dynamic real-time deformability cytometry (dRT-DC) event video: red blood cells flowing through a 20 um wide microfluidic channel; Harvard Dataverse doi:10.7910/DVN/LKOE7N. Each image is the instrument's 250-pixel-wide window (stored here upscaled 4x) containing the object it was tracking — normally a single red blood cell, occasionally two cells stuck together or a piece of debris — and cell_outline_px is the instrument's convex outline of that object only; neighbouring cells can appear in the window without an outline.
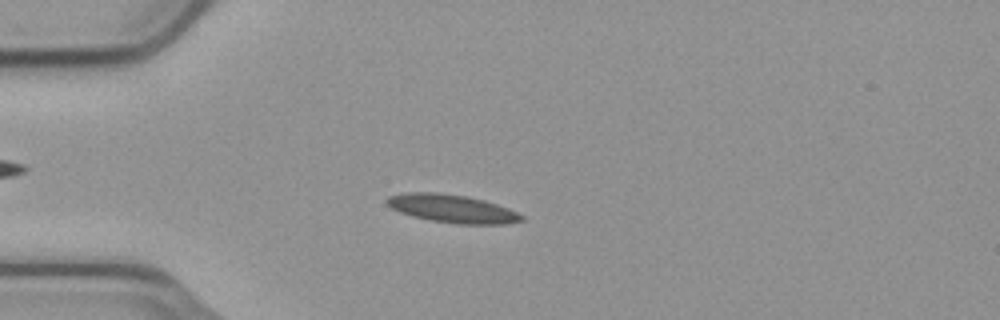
{"species": "common noctule bat (a hibernating species)", "species_latin": "Nyctalus noctula", "temperature_condition": "cold", "stored_images_in_passage": 54, "camera_frame_rate_fps": 3000, "um_per_image_px": 0.085, "animal": {"sex": "male", "body_mass_g": 23.1, "forearm_length_mm": 52.7}, "frame": {"image": 1, "passage_image": 14, "time_ms": 4.333, "image_size_px": [1000, 320], "cell_outline_px": [[524, 220], [508, 224], [456, 224], [432, 220], [412, 216], [400, 212], [384, 204], [384, 200], [388, 196], [404, 192], [440, 192], [464, 196], [484, 200], [508, 208], [524, 216]], "centroid_in_image_um": [38.39, 17.73], "position_along_channel_um": 46.6, "area_um2": 22.2}}
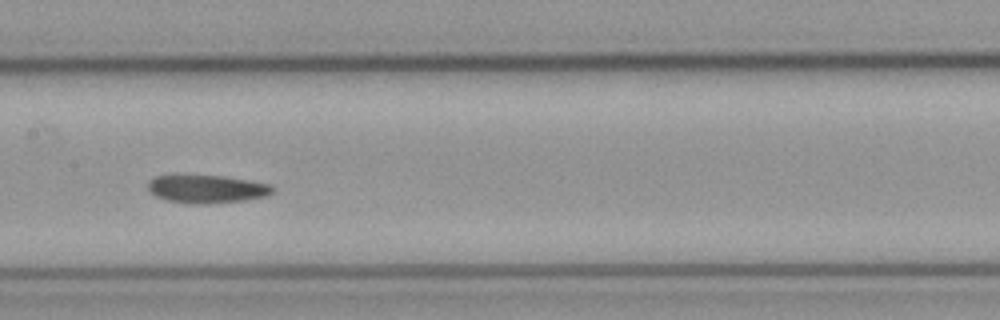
{"frame": {"image": 2, "passage_image": 27, "time_ms": 8.667, "image_size_px": [1000, 320], "cell_outline_px": [[276, 188], [268, 196], [248, 200], [208, 204], [192, 204], [168, 200], [156, 196], [148, 192], [148, 180], [156, 176], [172, 172], [224, 176], [252, 180], [272, 184]], "centroid_in_image_um": [17.56, 16.02], "position_along_channel_um": 189.8, "area_um2": 21.62}}
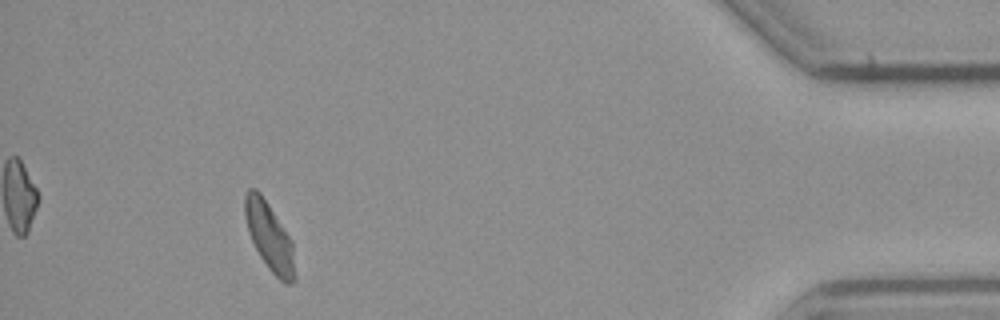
{"frame": {"image": 3, "passage_image": 50, "time_ms": 16.333, "image_size_px": [1000, 320], "cell_outline_px": [[296, 280], [292, 284], [284, 284], [268, 268], [260, 256], [248, 232], [244, 216], [244, 196], [248, 188], [256, 188], [260, 192], [292, 240], [296, 276]], "centroid_in_image_um": [22.9, 20.13], "position_along_channel_um": 412.3, "area_um2": 19.94}, "authors_computed_cell_mechanics": {"area_um2": 20.4323, "velocity_mm_per_s": 3.7272, "shape_relaxation_time_tau1_ms": 6.2504, "shape_relaxation_time_tau2_ms": 4.3267, "deformation_change_tau1": 0.1433, "deformation_change_tau2": 0.0993}}